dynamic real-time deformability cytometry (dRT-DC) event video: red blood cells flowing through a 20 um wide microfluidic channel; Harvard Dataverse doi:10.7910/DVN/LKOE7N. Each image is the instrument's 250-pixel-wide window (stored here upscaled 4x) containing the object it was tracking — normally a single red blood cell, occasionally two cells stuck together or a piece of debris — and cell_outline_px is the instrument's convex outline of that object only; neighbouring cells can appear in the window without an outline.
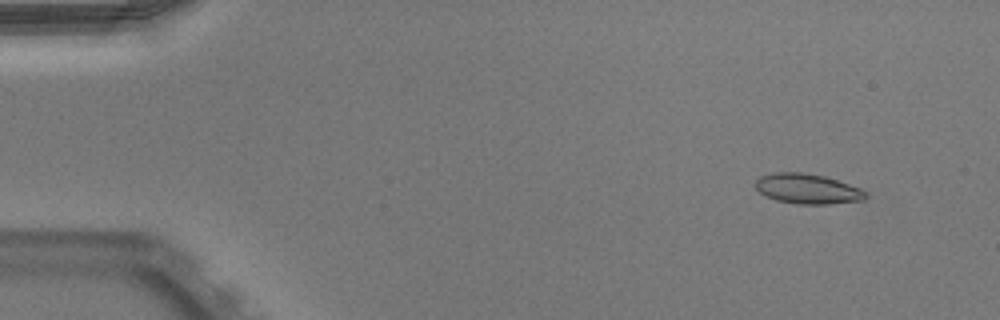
{"species": "Egyptian fruit bat (a non-hibernating species)", "species_latin": "Rousettus aegyptiacus", "temperature_condition": "warm", "stored_images_in_passage": 51, "camera_frame_rate_fps": 3000, "um_per_image_px": 0.085, "animal": {"sex": "male"}, "frame": {"image": 1, "passage_image": 5, "time_ms": 1.333, "image_size_px": [1000, 320], "cell_outline_px": [[868, 196], [864, 200], [828, 204], [800, 204], [776, 200], [764, 196], [756, 188], [756, 180], [760, 176], [772, 172], [800, 172], [824, 176], [860, 188], [868, 192]], "centroid_in_image_um": [68.64, 16.05], "position_along_channel_um": 16.4, "area_um2": 19.31}}
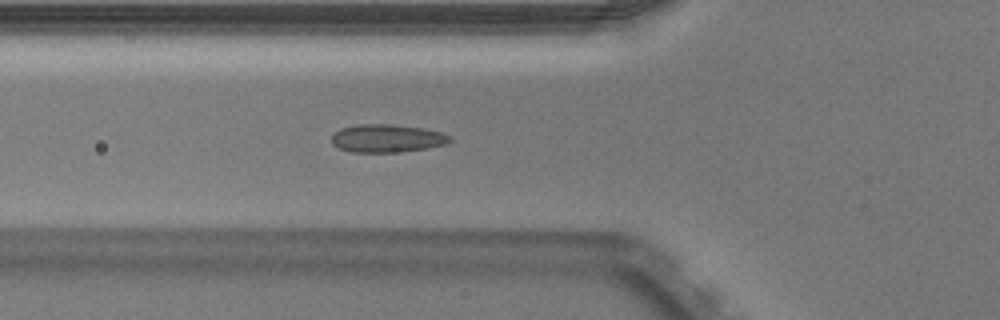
{"frame": {"image": 2, "passage_image": 19, "time_ms": 6.0, "image_size_px": [1000, 320], "cell_outline_px": [[452, 140], [448, 144], [428, 148], [396, 152], [352, 152], [340, 148], [332, 144], [332, 136], [340, 128], [360, 124], [392, 124], [424, 128], [440, 132], [452, 136]], "centroid_in_image_um": [32.94, 11.75], "position_along_channel_um": 92.9, "area_um2": 19.36}}
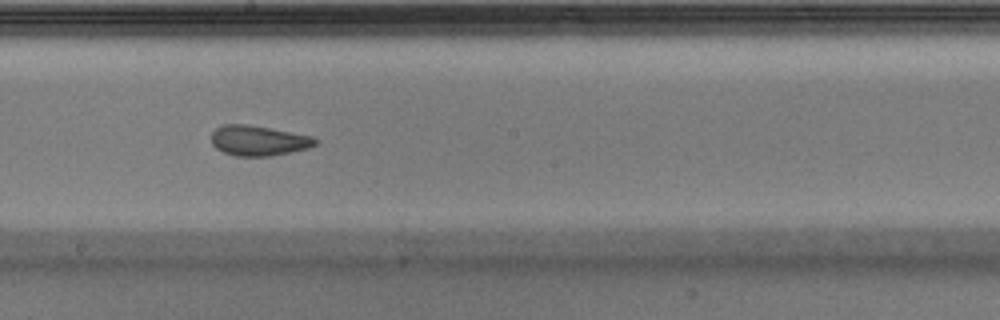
{"frame": {"image": 3, "passage_image": 29, "time_ms": 9.333, "image_size_px": [1000, 320], "cell_outline_px": [[320, 140], [316, 144], [308, 148], [292, 152], [272, 156], [236, 156], [224, 152], [216, 148], [212, 144], [212, 132], [216, 128], [224, 124], [244, 124], [268, 128], [312, 136]], "centroid_in_image_um": [21.98, 11.96], "position_along_channel_um": 226.2, "area_um2": 18.21}, "authors_computed_cell_mechanics": {"area_um2": 19.1896, "velocity_mm_per_s": 3.9809, "shape_relaxation_time_tau1_ms": null, "shape_relaxation_time_tau2_ms": 1.3941, "deformation_change_tau1": null, "deformation_change_tau2": 0.0672}}